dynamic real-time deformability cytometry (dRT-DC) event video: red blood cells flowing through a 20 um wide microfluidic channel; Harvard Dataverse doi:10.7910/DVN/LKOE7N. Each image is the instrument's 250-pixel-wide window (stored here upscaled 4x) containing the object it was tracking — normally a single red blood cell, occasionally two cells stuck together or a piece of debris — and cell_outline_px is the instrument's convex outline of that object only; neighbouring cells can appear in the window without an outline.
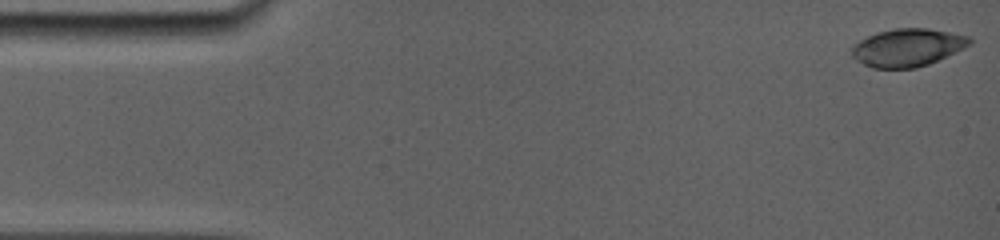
{"species": "common noctule bat (a hibernating species)", "species_latin": "Nyctalus noctula", "temperature_condition": "room temperature", "stored_images_in_passage": 8, "camera_frame_rate_fps": 5000, "um_per_image_px": 0.085, "animal": {"sex": "female", "body_mass_g": 19.0, "forearm_length_mm": 56.7}, "frame": {"image": 1, "passage_image": 1, "time_ms": 0.0, "image_size_px": [1000, 240], "cell_outline_px": [[972, 44], [928, 64], [916, 68], [872, 68], [856, 60], [852, 56], [852, 44], [876, 32], [896, 28], [928, 28], [972, 36]], "centroid_in_image_um": [77.14, 4.03], "position_along_channel_um": 7.9, "area_um2": 26.01}}
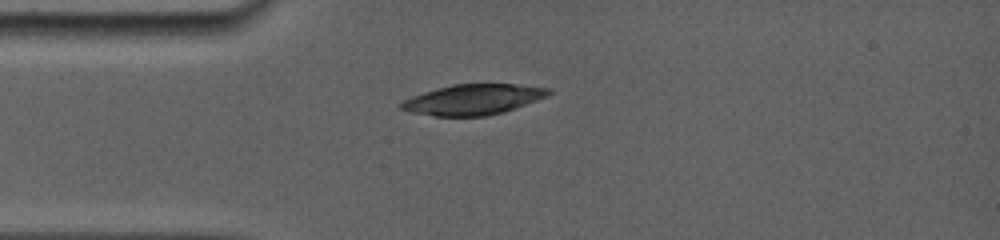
{"frame": {"image": 2, "passage_image": 7, "time_ms": 3.8, "image_size_px": [1000, 240], "cell_outline_px": [[552, 92], [548, 96], [504, 112], [484, 116], [436, 116], [412, 112], [400, 108], [396, 104], [412, 96], [424, 92], [452, 84], [512, 84], [552, 88]], "centroid_in_image_um": [40.22, 8.45], "position_along_channel_um": 44.8, "area_um2": 26.07}}